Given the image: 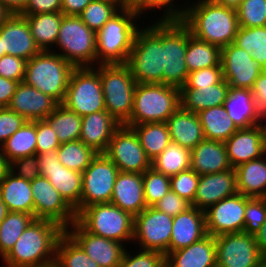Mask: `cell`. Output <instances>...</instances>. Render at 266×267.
Here are the masks:
<instances>
[{
  "instance_id": "obj_1",
  "label": "cell",
  "mask_w": 266,
  "mask_h": 267,
  "mask_svg": "<svg viewBox=\"0 0 266 267\" xmlns=\"http://www.w3.org/2000/svg\"><path fill=\"white\" fill-rule=\"evenodd\" d=\"M65 229L55 222L34 219L3 258L4 267H44L55 264L58 240Z\"/></svg>"
},
{
  "instance_id": "obj_2",
  "label": "cell",
  "mask_w": 266,
  "mask_h": 267,
  "mask_svg": "<svg viewBox=\"0 0 266 267\" xmlns=\"http://www.w3.org/2000/svg\"><path fill=\"white\" fill-rule=\"evenodd\" d=\"M190 3L188 2L181 21L193 36L220 48L234 42L240 27L236 9L218 5L210 0Z\"/></svg>"
},
{
  "instance_id": "obj_3",
  "label": "cell",
  "mask_w": 266,
  "mask_h": 267,
  "mask_svg": "<svg viewBox=\"0 0 266 267\" xmlns=\"http://www.w3.org/2000/svg\"><path fill=\"white\" fill-rule=\"evenodd\" d=\"M139 27L126 65L136 83H163L164 20Z\"/></svg>"
},
{
  "instance_id": "obj_4",
  "label": "cell",
  "mask_w": 266,
  "mask_h": 267,
  "mask_svg": "<svg viewBox=\"0 0 266 267\" xmlns=\"http://www.w3.org/2000/svg\"><path fill=\"white\" fill-rule=\"evenodd\" d=\"M138 18L132 7L121 9L96 33V66L126 64L139 29Z\"/></svg>"
},
{
  "instance_id": "obj_5",
  "label": "cell",
  "mask_w": 266,
  "mask_h": 267,
  "mask_svg": "<svg viewBox=\"0 0 266 267\" xmlns=\"http://www.w3.org/2000/svg\"><path fill=\"white\" fill-rule=\"evenodd\" d=\"M179 107L180 88L163 83H137L131 116L124 125L166 122Z\"/></svg>"
},
{
  "instance_id": "obj_6",
  "label": "cell",
  "mask_w": 266,
  "mask_h": 267,
  "mask_svg": "<svg viewBox=\"0 0 266 267\" xmlns=\"http://www.w3.org/2000/svg\"><path fill=\"white\" fill-rule=\"evenodd\" d=\"M56 52L54 49L43 50L29 59L26 63L24 82L61 104L75 67Z\"/></svg>"
},
{
  "instance_id": "obj_7",
  "label": "cell",
  "mask_w": 266,
  "mask_h": 267,
  "mask_svg": "<svg viewBox=\"0 0 266 267\" xmlns=\"http://www.w3.org/2000/svg\"><path fill=\"white\" fill-rule=\"evenodd\" d=\"M105 110L121 125L131 116L136 81L126 64H99Z\"/></svg>"
},
{
  "instance_id": "obj_8",
  "label": "cell",
  "mask_w": 266,
  "mask_h": 267,
  "mask_svg": "<svg viewBox=\"0 0 266 267\" xmlns=\"http://www.w3.org/2000/svg\"><path fill=\"white\" fill-rule=\"evenodd\" d=\"M57 52L74 67L96 66V32L79 16L64 15L55 43Z\"/></svg>"
},
{
  "instance_id": "obj_9",
  "label": "cell",
  "mask_w": 266,
  "mask_h": 267,
  "mask_svg": "<svg viewBox=\"0 0 266 267\" xmlns=\"http://www.w3.org/2000/svg\"><path fill=\"white\" fill-rule=\"evenodd\" d=\"M77 221L89 233L121 243L133 242L134 216L111 202L85 207Z\"/></svg>"
},
{
  "instance_id": "obj_10",
  "label": "cell",
  "mask_w": 266,
  "mask_h": 267,
  "mask_svg": "<svg viewBox=\"0 0 266 267\" xmlns=\"http://www.w3.org/2000/svg\"><path fill=\"white\" fill-rule=\"evenodd\" d=\"M61 104L81 117L105 110L99 71L95 67H75Z\"/></svg>"
},
{
  "instance_id": "obj_11",
  "label": "cell",
  "mask_w": 266,
  "mask_h": 267,
  "mask_svg": "<svg viewBox=\"0 0 266 267\" xmlns=\"http://www.w3.org/2000/svg\"><path fill=\"white\" fill-rule=\"evenodd\" d=\"M190 35V30L181 20L164 21L163 84L178 88L185 85L189 74L185 56Z\"/></svg>"
},
{
  "instance_id": "obj_12",
  "label": "cell",
  "mask_w": 266,
  "mask_h": 267,
  "mask_svg": "<svg viewBox=\"0 0 266 267\" xmlns=\"http://www.w3.org/2000/svg\"><path fill=\"white\" fill-rule=\"evenodd\" d=\"M173 217L147 207L134 217L133 242L137 241L140 250H153L170 253Z\"/></svg>"
},
{
  "instance_id": "obj_13",
  "label": "cell",
  "mask_w": 266,
  "mask_h": 267,
  "mask_svg": "<svg viewBox=\"0 0 266 267\" xmlns=\"http://www.w3.org/2000/svg\"><path fill=\"white\" fill-rule=\"evenodd\" d=\"M117 166L98 153L82 173L81 211L90 205L111 202L113 187L119 173Z\"/></svg>"
},
{
  "instance_id": "obj_14",
  "label": "cell",
  "mask_w": 266,
  "mask_h": 267,
  "mask_svg": "<svg viewBox=\"0 0 266 267\" xmlns=\"http://www.w3.org/2000/svg\"><path fill=\"white\" fill-rule=\"evenodd\" d=\"M104 154L117 166L119 171L143 174L151 168L140 140L132 127L120 125L114 132Z\"/></svg>"
},
{
  "instance_id": "obj_15",
  "label": "cell",
  "mask_w": 266,
  "mask_h": 267,
  "mask_svg": "<svg viewBox=\"0 0 266 267\" xmlns=\"http://www.w3.org/2000/svg\"><path fill=\"white\" fill-rule=\"evenodd\" d=\"M36 155L41 176L49 180L78 215L81 212L82 173L64 167L57 157V149Z\"/></svg>"
},
{
  "instance_id": "obj_16",
  "label": "cell",
  "mask_w": 266,
  "mask_h": 267,
  "mask_svg": "<svg viewBox=\"0 0 266 267\" xmlns=\"http://www.w3.org/2000/svg\"><path fill=\"white\" fill-rule=\"evenodd\" d=\"M34 201V218L57 223L65 230L77 220L75 210L49 180L39 176L30 182Z\"/></svg>"
},
{
  "instance_id": "obj_17",
  "label": "cell",
  "mask_w": 266,
  "mask_h": 267,
  "mask_svg": "<svg viewBox=\"0 0 266 267\" xmlns=\"http://www.w3.org/2000/svg\"><path fill=\"white\" fill-rule=\"evenodd\" d=\"M217 267H256L263 259L254 235L244 232L215 236Z\"/></svg>"
},
{
  "instance_id": "obj_18",
  "label": "cell",
  "mask_w": 266,
  "mask_h": 267,
  "mask_svg": "<svg viewBox=\"0 0 266 267\" xmlns=\"http://www.w3.org/2000/svg\"><path fill=\"white\" fill-rule=\"evenodd\" d=\"M223 79L233 88L250 89L263 69L251 54L234 43L221 48Z\"/></svg>"
},
{
  "instance_id": "obj_19",
  "label": "cell",
  "mask_w": 266,
  "mask_h": 267,
  "mask_svg": "<svg viewBox=\"0 0 266 267\" xmlns=\"http://www.w3.org/2000/svg\"><path fill=\"white\" fill-rule=\"evenodd\" d=\"M65 232L100 267H118L120 265L126 249L124 243L89 233L77 220Z\"/></svg>"
},
{
  "instance_id": "obj_20",
  "label": "cell",
  "mask_w": 266,
  "mask_h": 267,
  "mask_svg": "<svg viewBox=\"0 0 266 267\" xmlns=\"http://www.w3.org/2000/svg\"><path fill=\"white\" fill-rule=\"evenodd\" d=\"M204 212L207 234L215 237L225 233L243 232L245 196L238 192L210 206Z\"/></svg>"
},
{
  "instance_id": "obj_21",
  "label": "cell",
  "mask_w": 266,
  "mask_h": 267,
  "mask_svg": "<svg viewBox=\"0 0 266 267\" xmlns=\"http://www.w3.org/2000/svg\"><path fill=\"white\" fill-rule=\"evenodd\" d=\"M232 168L266 154V121L247 129H238L225 142Z\"/></svg>"
},
{
  "instance_id": "obj_22",
  "label": "cell",
  "mask_w": 266,
  "mask_h": 267,
  "mask_svg": "<svg viewBox=\"0 0 266 267\" xmlns=\"http://www.w3.org/2000/svg\"><path fill=\"white\" fill-rule=\"evenodd\" d=\"M0 36L5 55L17 56L28 61L41 51L23 15L12 14L0 26Z\"/></svg>"
},
{
  "instance_id": "obj_23",
  "label": "cell",
  "mask_w": 266,
  "mask_h": 267,
  "mask_svg": "<svg viewBox=\"0 0 266 267\" xmlns=\"http://www.w3.org/2000/svg\"><path fill=\"white\" fill-rule=\"evenodd\" d=\"M238 193L235 168L200 175L194 202L191 206L205 211L226 197Z\"/></svg>"
},
{
  "instance_id": "obj_24",
  "label": "cell",
  "mask_w": 266,
  "mask_h": 267,
  "mask_svg": "<svg viewBox=\"0 0 266 267\" xmlns=\"http://www.w3.org/2000/svg\"><path fill=\"white\" fill-rule=\"evenodd\" d=\"M59 103L38 89L19 82L8 108L27 121L44 120Z\"/></svg>"
},
{
  "instance_id": "obj_25",
  "label": "cell",
  "mask_w": 266,
  "mask_h": 267,
  "mask_svg": "<svg viewBox=\"0 0 266 267\" xmlns=\"http://www.w3.org/2000/svg\"><path fill=\"white\" fill-rule=\"evenodd\" d=\"M111 203L134 217L146 209L142 174L120 171L113 187Z\"/></svg>"
},
{
  "instance_id": "obj_26",
  "label": "cell",
  "mask_w": 266,
  "mask_h": 267,
  "mask_svg": "<svg viewBox=\"0 0 266 267\" xmlns=\"http://www.w3.org/2000/svg\"><path fill=\"white\" fill-rule=\"evenodd\" d=\"M206 235L205 212L191 206L173 217L170 252L186 248Z\"/></svg>"
},
{
  "instance_id": "obj_27",
  "label": "cell",
  "mask_w": 266,
  "mask_h": 267,
  "mask_svg": "<svg viewBox=\"0 0 266 267\" xmlns=\"http://www.w3.org/2000/svg\"><path fill=\"white\" fill-rule=\"evenodd\" d=\"M120 125L106 110L91 113L82 117L79 140L96 153H104Z\"/></svg>"
},
{
  "instance_id": "obj_28",
  "label": "cell",
  "mask_w": 266,
  "mask_h": 267,
  "mask_svg": "<svg viewBox=\"0 0 266 267\" xmlns=\"http://www.w3.org/2000/svg\"><path fill=\"white\" fill-rule=\"evenodd\" d=\"M166 267H217L215 237L207 234L186 248L170 252Z\"/></svg>"
},
{
  "instance_id": "obj_29",
  "label": "cell",
  "mask_w": 266,
  "mask_h": 267,
  "mask_svg": "<svg viewBox=\"0 0 266 267\" xmlns=\"http://www.w3.org/2000/svg\"><path fill=\"white\" fill-rule=\"evenodd\" d=\"M190 168L198 175L220 173L232 169L225 143L215 140H202L191 150Z\"/></svg>"
},
{
  "instance_id": "obj_30",
  "label": "cell",
  "mask_w": 266,
  "mask_h": 267,
  "mask_svg": "<svg viewBox=\"0 0 266 267\" xmlns=\"http://www.w3.org/2000/svg\"><path fill=\"white\" fill-rule=\"evenodd\" d=\"M223 106L238 129L251 128L265 120L257 109L250 89L230 87Z\"/></svg>"
},
{
  "instance_id": "obj_31",
  "label": "cell",
  "mask_w": 266,
  "mask_h": 267,
  "mask_svg": "<svg viewBox=\"0 0 266 267\" xmlns=\"http://www.w3.org/2000/svg\"><path fill=\"white\" fill-rule=\"evenodd\" d=\"M171 142L189 150L205 139L203 127L197 113L184 110L181 106L165 122Z\"/></svg>"
},
{
  "instance_id": "obj_32",
  "label": "cell",
  "mask_w": 266,
  "mask_h": 267,
  "mask_svg": "<svg viewBox=\"0 0 266 267\" xmlns=\"http://www.w3.org/2000/svg\"><path fill=\"white\" fill-rule=\"evenodd\" d=\"M229 88V84L222 79L212 86L198 89H180V106L184 110L198 113L211 107L223 105Z\"/></svg>"
},
{
  "instance_id": "obj_33",
  "label": "cell",
  "mask_w": 266,
  "mask_h": 267,
  "mask_svg": "<svg viewBox=\"0 0 266 267\" xmlns=\"http://www.w3.org/2000/svg\"><path fill=\"white\" fill-rule=\"evenodd\" d=\"M0 192L8 211L25 212L34 217V201L30 181L8 171L0 182Z\"/></svg>"
},
{
  "instance_id": "obj_34",
  "label": "cell",
  "mask_w": 266,
  "mask_h": 267,
  "mask_svg": "<svg viewBox=\"0 0 266 267\" xmlns=\"http://www.w3.org/2000/svg\"><path fill=\"white\" fill-rule=\"evenodd\" d=\"M238 192L247 197L266 198V154L235 168Z\"/></svg>"
},
{
  "instance_id": "obj_35",
  "label": "cell",
  "mask_w": 266,
  "mask_h": 267,
  "mask_svg": "<svg viewBox=\"0 0 266 267\" xmlns=\"http://www.w3.org/2000/svg\"><path fill=\"white\" fill-rule=\"evenodd\" d=\"M20 15H23L26 18L31 34L39 49L41 51H52V48L55 47L64 15L61 12Z\"/></svg>"
},
{
  "instance_id": "obj_36",
  "label": "cell",
  "mask_w": 266,
  "mask_h": 267,
  "mask_svg": "<svg viewBox=\"0 0 266 267\" xmlns=\"http://www.w3.org/2000/svg\"><path fill=\"white\" fill-rule=\"evenodd\" d=\"M197 114L205 139L225 142L238 130L223 105L199 111Z\"/></svg>"
},
{
  "instance_id": "obj_37",
  "label": "cell",
  "mask_w": 266,
  "mask_h": 267,
  "mask_svg": "<svg viewBox=\"0 0 266 267\" xmlns=\"http://www.w3.org/2000/svg\"><path fill=\"white\" fill-rule=\"evenodd\" d=\"M7 161L36 154V121H26L2 145Z\"/></svg>"
},
{
  "instance_id": "obj_38",
  "label": "cell",
  "mask_w": 266,
  "mask_h": 267,
  "mask_svg": "<svg viewBox=\"0 0 266 267\" xmlns=\"http://www.w3.org/2000/svg\"><path fill=\"white\" fill-rule=\"evenodd\" d=\"M139 137L147 157L152 161L171 143L165 122L144 123L131 126Z\"/></svg>"
},
{
  "instance_id": "obj_39",
  "label": "cell",
  "mask_w": 266,
  "mask_h": 267,
  "mask_svg": "<svg viewBox=\"0 0 266 267\" xmlns=\"http://www.w3.org/2000/svg\"><path fill=\"white\" fill-rule=\"evenodd\" d=\"M185 57L189 73L212 66H221V48L200 40L192 34L188 37Z\"/></svg>"
},
{
  "instance_id": "obj_40",
  "label": "cell",
  "mask_w": 266,
  "mask_h": 267,
  "mask_svg": "<svg viewBox=\"0 0 266 267\" xmlns=\"http://www.w3.org/2000/svg\"><path fill=\"white\" fill-rule=\"evenodd\" d=\"M44 120L56 132L60 143L79 140L82 117L63 104H58Z\"/></svg>"
},
{
  "instance_id": "obj_41",
  "label": "cell",
  "mask_w": 266,
  "mask_h": 267,
  "mask_svg": "<svg viewBox=\"0 0 266 267\" xmlns=\"http://www.w3.org/2000/svg\"><path fill=\"white\" fill-rule=\"evenodd\" d=\"M191 150L171 142L162 153L151 161L157 172L173 176L190 168Z\"/></svg>"
},
{
  "instance_id": "obj_42",
  "label": "cell",
  "mask_w": 266,
  "mask_h": 267,
  "mask_svg": "<svg viewBox=\"0 0 266 267\" xmlns=\"http://www.w3.org/2000/svg\"><path fill=\"white\" fill-rule=\"evenodd\" d=\"M233 43L251 54L261 69L266 70V26H240Z\"/></svg>"
},
{
  "instance_id": "obj_43",
  "label": "cell",
  "mask_w": 266,
  "mask_h": 267,
  "mask_svg": "<svg viewBox=\"0 0 266 267\" xmlns=\"http://www.w3.org/2000/svg\"><path fill=\"white\" fill-rule=\"evenodd\" d=\"M35 218L25 212L8 211L0 223V256L10 252L20 235Z\"/></svg>"
},
{
  "instance_id": "obj_44",
  "label": "cell",
  "mask_w": 266,
  "mask_h": 267,
  "mask_svg": "<svg viewBox=\"0 0 266 267\" xmlns=\"http://www.w3.org/2000/svg\"><path fill=\"white\" fill-rule=\"evenodd\" d=\"M97 154L80 140L61 143L57 148L59 162L64 167L81 173L87 169Z\"/></svg>"
},
{
  "instance_id": "obj_45",
  "label": "cell",
  "mask_w": 266,
  "mask_h": 267,
  "mask_svg": "<svg viewBox=\"0 0 266 267\" xmlns=\"http://www.w3.org/2000/svg\"><path fill=\"white\" fill-rule=\"evenodd\" d=\"M56 267H100L65 232L56 247Z\"/></svg>"
},
{
  "instance_id": "obj_46",
  "label": "cell",
  "mask_w": 266,
  "mask_h": 267,
  "mask_svg": "<svg viewBox=\"0 0 266 267\" xmlns=\"http://www.w3.org/2000/svg\"><path fill=\"white\" fill-rule=\"evenodd\" d=\"M121 8L107 0H92L78 15L92 31L98 32Z\"/></svg>"
},
{
  "instance_id": "obj_47",
  "label": "cell",
  "mask_w": 266,
  "mask_h": 267,
  "mask_svg": "<svg viewBox=\"0 0 266 267\" xmlns=\"http://www.w3.org/2000/svg\"><path fill=\"white\" fill-rule=\"evenodd\" d=\"M144 198L147 207H153L170 190V176L157 172L152 167L142 174Z\"/></svg>"
},
{
  "instance_id": "obj_48",
  "label": "cell",
  "mask_w": 266,
  "mask_h": 267,
  "mask_svg": "<svg viewBox=\"0 0 266 267\" xmlns=\"http://www.w3.org/2000/svg\"><path fill=\"white\" fill-rule=\"evenodd\" d=\"M173 2L174 0H134L132 9L135 10L139 16L144 14L146 10L153 11L151 9H164V11H162V15H164L161 19L158 18V20H181L185 14L188 2H184L185 4H183V7L181 4L176 5Z\"/></svg>"
},
{
  "instance_id": "obj_49",
  "label": "cell",
  "mask_w": 266,
  "mask_h": 267,
  "mask_svg": "<svg viewBox=\"0 0 266 267\" xmlns=\"http://www.w3.org/2000/svg\"><path fill=\"white\" fill-rule=\"evenodd\" d=\"M236 11L239 26H266V0H243Z\"/></svg>"
},
{
  "instance_id": "obj_50",
  "label": "cell",
  "mask_w": 266,
  "mask_h": 267,
  "mask_svg": "<svg viewBox=\"0 0 266 267\" xmlns=\"http://www.w3.org/2000/svg\"><path fill=\"white\" fill-rule=\"evenodd\" d=\"M266 221V198L245 196V215L243 232L256 234Z\"/></svg>"
},
{
  "instance_id": "obj_51",
  "label": "cell",
  "mask_w": 266,
  "mask_h": 267,
  "mask_svg": "<svg viewBox=\"0 0 266 267\" xmlns=\"http://www.w3.org/2000/svg\"><path fill=\"white\" fill-rule=\"evenodd\" d=\"M198 175L191 168L180 171L178 174L170 176V189L189 203H193L197 191Z\"/></svg>"
},
{
  "instance_id": "obj_52",
  "label": "cell",
  "mask_w": 266,
  "mask_h": 267,
  "mask_svg": "<svg viewBox=\"0 0 266 267\" xmlns=\"http://www.w3.org/2000/svg\"><path fill=\"white\" fill-rule=\"evenodd\" d=\"M118 267H166V255L159 251L143 249L132 255L125 249Z\"/></svg>"
},
{
  "instance_id": "obj_53",
  "label": "cell",
  "mask_w": 266,
  "mask_h": 267,
  "mask_svg": "<svg viewBox=\"0 0 266 267\" xmlns=\"http://www.w3.org/2000/svg\"><path fill=\"white\" fill-rule=\"evenodd\" d=\"M223 79L221 66H212L193 71L188 74L187 81L180 89H198L200 87L212 86Z\"/></svg>"
},
{
  "instance_id": "obj_54",
  "label": "cell",
  "mask_w": 266,
  "mask_h": 267,
  "mask_svg": "<svg viewBox=\"0 0 266 267\" xmlns=\"http://www.w3.org/2000/svg\"><path fill=\"white\" fill-rule=\"evenodd\" d=\"M60 144L51 126L45 120H36V154L57 149Z\"/></svg>"
},
{
  "instance_id": "obj_55",
  "label": "cell",
  "mask_w": 266,
  "mask_h": 267,
  "mask_svg": "<svg viewBox=\"0 0 266 267\" xmlns=\"http://www.w3.org/2000/svg\"><path fill=\"white\" fill-rule=\"evenodd\" d=\"M27 61L23 58L3 55L0 58V76L16 82H23Z\"/></svg>"
},
{
  "instance_id": "obj_56",
  "label": "cell",
  "mask_w": 266,
  "mask_h": 267,
  "mask_svg": "<svg viewBox=\"0 0 266 267\" xmlns=\"http://www.w3.org/2000/svg\"><path fill=\"white\" fill-rule=\"evenodd\" d=\"M9 171L30 182L41 175L36 154L11 161L9 163Z\"/></svg>"
},
{
  "instance_id": "obj_57",
  "label": "cell",
  "mask_w": 266,
  "mask_h": 267,
  "mask_svg": "<svg viewBox=\"0 0 266 267\" xmlns=\"http://www.w3.org/2000/svg\"><path fill=\"white\" fill-rule=\"evenodd\" d=\"M26 121L23 116L10 110L8 107L0 108V147Z\"/></svg>"
},
{
  "instance_id": "obj_58",
  "label": "cell",
  "mask_w": 266,
  "mask_h": 267,
  "mask_svg": "<svg viewBox=\"0 0 266 267\" xmlns=\"http://www.w3.org/2000/svg\"><path fill=\"white\" fill-rule=\"evenodd\" d=\"M153 207L160 212L175 217L176 215L189 209L191 207V203L170 189L169 192Z\"/></svg>"
},
{
  "instance_id": "obj_59",
  "label": "cell",
  "mask_w": 266,
  "mask_h": 267,
  "mask_svg": "<svg viewBox=\"0 0 266 267\" xmlns=\"http://www.w3.org/2000/svg\"><path fill=\"white\" fill-rule=\"evenodd\" d=\"M251 91L257 109L266 121V70L258 76Z\"/></svg>"
},
{
  "instance_id": "obj_60",
  "label": "cell",
  "mask_w": 266,
  "mask_h": 267,
  "mask_svg": "<svg viewBox=\"0 0 266 267\" xmlns=\"http://www.w3.org/2000/svg\"><path fill=\"white\" fill-rule=\"evenodd\" d=\"M62 0H29L26 8L20 14H38L61 12Z\"/></svg>"
},
{
  "instance_id": "obj_61",
  "label": "cell",
  "mask_w": 266,
  "mask_h": 267,
  "mask_svg": "<svg viewBox=\"0 0 266 267\" xmlns=\"http://www.w3.org/2000/svg\"><path fill=\"white\" fill-rule=\"evenodd\" d=\"M18 82L0 76V108L8 107Z\"/></svg>"
},
{
  "instance_id": "obj_62",
  "label": "cell",
  "mask_w": 266,
  "mask_h": 267,
  "mask_svg": "<svg viewBox=\"0 0 266 267\" xmlns=\"http://www.w3.org/2000/svg\"><path fill=\"white\" fill-rule=\"evenodd\" d=\"M92 0H62L61 13L63 15L78 16Z\"/></svg>"
},
{
  "instance_id": "obj_63",
  "label": "cell",
  "mask_w": 266,
  "mask_h": 267,
  "mask_svg": "<svg viewBox=\"0 0 266 267\" xmlns=\"http://www.w3.org/2000/svg\"><path fill=\"white\" fill-rule=\"evenodd\" d=\"M0 2L12 13L20 14L25 8L29 0H0Z\"/></svg>"
},
{
  "instance_id": "obj_64",
  "label": "cell",
  "mask_w": 266,
  "mask_h": 267,
  "mask_svg": "<svg viewBox=\"0 0 266 267\" xmlns=\"http://www.w3.org/2000/svg\"><path fill=\"white\" fill-rule=\"evenodd\" d=\"M254 239L259 248L260 254L263 258H266V221L261 226L260 230L254 234Z\"/></svg>"
},
{
  "instance_id": "obj_65",
  "label": "cell",
  "mask_w": 266,
  "mask_h": 267,
  "mask_svg": "<svg viewBox=\"0 0 266 267\" xmlns=\"http://www.w3.org/2000/svg\"><path fill=\"white\" fill-rule=\"evenodd\" d=\"M9 171V162L7 161L5 155L2 153L0 148V182L4 178V176Z\"/></svg>"
},
{
  "instance_id": "obj_66",
  "label": "cell",
  "mask_w": 266,
  "mask_h": 267,
  "mask_svg": "<svg viewBox=\"0 0 266 267\" xmlns=\"http://www.w3.org/2000/svg\"><path fill=\"white\" fill-rule=\"evenodd\" d=\"M210 1L218 5L237 9L243 0H210Z\"/></svg>"
},
{
  "instance_id": "obj_67",
  "label": "cell",
  "mask_w": 266,
  "mask_h": 267,
  "mask_svg": "<svg viewBox=\"0 0 266 267\" xmlns=\"http://www.w3.org/2000/svg\"><path fill=\"white\" fill-rule=\"evenodd\" d=\"M12 15V13L0 2V26Z\"/></svg>"
},
{
  "instance_id": "obj_68",
  "label": "cell",
  "mask_w": 266,
  "mask_h": 267,
  "mask_svg": "<svg viewBox=\"0 0 266 267\" xmlns=\"http://www.w3.org/2000/svg\"><path fill=\"white\" fill-rule=\"evenodd\" d=\"M107 1L115 3L121 9L132 7L133 2H134V0H107Z\"/></svg>"
},
{
  "instance_id": "obj_69",
  "label": "cell",
  "mask_w": 266,
  "mask_h": 267,
  "mask_svg": "<svg viewBox=\"0 0 266 267\" xmlns=\"http://www.w3.org/2000/svg\"><path fill=\"white\" fill-rule=\"evenodd\" d=\"M8 213L6 204L2 200L1 192H0V223L5 219Z\"/></svg>"
},
{
  "instance_id": "obj_70",
  "label": "cell",
  "mask_w": 266,
  "mask_h": 267,
  "mask_svg": "<svg viewBox=\"0 0 266 267\" xmlns=\"http://www.w3.org/2000/svg\"><path fill=\"white\" fill-rule=\"evenodd\" d=\"M5 55V50H3V45H2V38L0 36V58Z\"/></svg>"
},
{
  "instance_id": "obj_71",
  "label": "cell",
  "mask_w": 266,
  "mask_h": 267,
  "mask_svg": "<svg viewBox=\"0 0 266 267\" xmlns=\"http://www.w3.org/2000/svg\"><path fill=\"white\" fill-rule=\"evenodd\" d=\"M256 267H266V258H263Z\"/></svg>"
},
{
  "instance_id": "obj_72",
  "label": "cell",
  "mask_w": 266,
  "mask_h": 267,
  "mask_svg": "<svg viewBox=\"0 0 266 267\" xmlns=\"http://www.w3.org/2000/svg\"><path fill=\"white\" fill-rule=\"evenodd\" d=\"M44 267H56L55 264L53 265H48V266H44Z\"/></svg>"
}]
</instances>
